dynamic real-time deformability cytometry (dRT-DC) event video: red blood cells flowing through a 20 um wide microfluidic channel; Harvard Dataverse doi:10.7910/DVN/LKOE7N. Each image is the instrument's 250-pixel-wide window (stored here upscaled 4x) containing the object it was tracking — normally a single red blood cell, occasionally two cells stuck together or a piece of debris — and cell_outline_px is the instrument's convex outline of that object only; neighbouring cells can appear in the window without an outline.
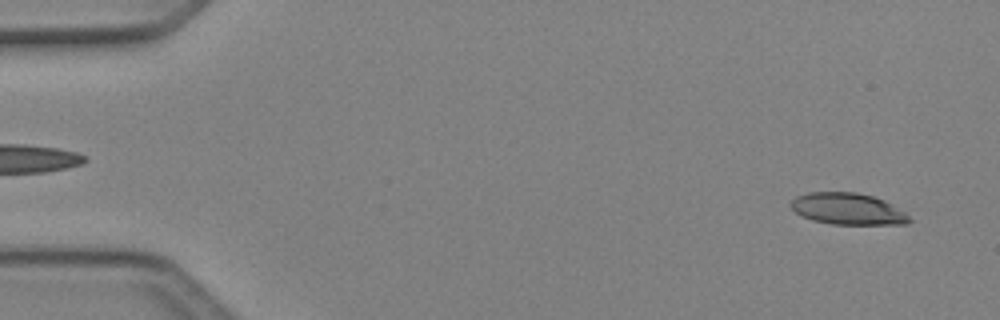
{"species": "Egyptian fruit bat (a non-hibernating species)", "species_latin": "Rousettus aegyptiacus", "temperature_condition": "cold", "stored_images_in_passage": 49, "camera_frame_rate_fps": 3000, "um_per_image_px": 0.085, "animal": {"sex": "female"}, "frame": {"image": 1, "passage_image": 2, "time_ms": 0.333, "image_size_px": [1000, 320], "cell_outline_px": [[912, 220], [908, 224], [832, 224], [812, 220], [796, 212], [788, 204], [796, 196], [808, 192], [856, 192], [872, 196], [884, 200], [904, 212]], "centroid_in_image_um": [72.04, 17.75], "position_along_channel_um": 13.0, "area_um2": 21.68}}
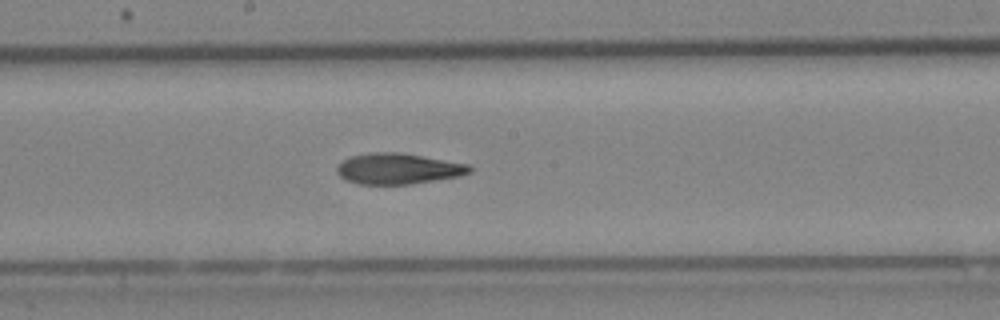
{"frame": {"image": 2, "passage_image": 26, "time_ms": 8.333, "image_size_px": [1000, 320], "cell_outline_px": [[472, 172], [460, 176], [412, 184], [356, 184], [344, 180], [336, 172], [336, 168], [348, 156], [368, 152], [400, 152], [468, 164], [472, 168]], "centroid_in_image_um": [33.81, 14.34], "position_along_channel_um": 214.4, "area_um2": 24.04}}
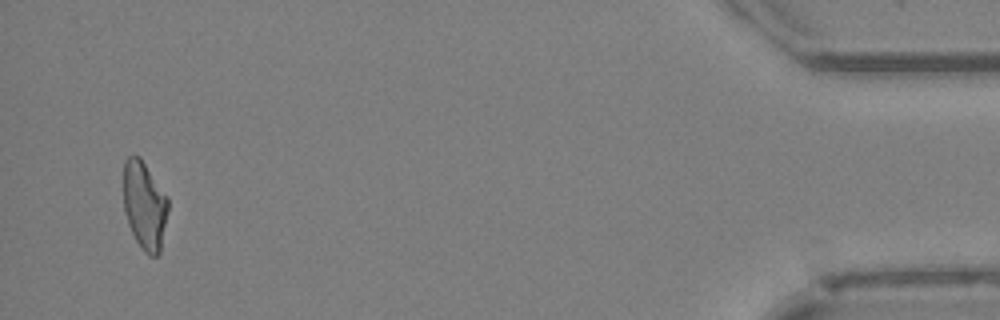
{"frame": {"image": 3, "passage_image": 47, "time_ms": 15.333, "image_size_px": [1000, 320], "cell_outline_px": [[168, 212], [160, 252], [156, 256], [148, 256], [144, 252], [136, 240], [128, 224], [124, 212], [124, 160], [128, 156], [140, 156], [168, 196]], "centroid_in_image_um": [12.3, 17.46], "position_along_channel_um": 422.9, "area_um2": 23.12}, "authors_computed_cell_mechanics": {"area_um2": 23.6402, "velocity_mm_per_s": 4.1149, "shape_relaxation_time_tau1_ms": 8.0742, "shape_relaxation_time_tau2_ms": 3.9123, "deformation_change_tau1": 0.2063, "deformation_change_tau2": 0.1268}}